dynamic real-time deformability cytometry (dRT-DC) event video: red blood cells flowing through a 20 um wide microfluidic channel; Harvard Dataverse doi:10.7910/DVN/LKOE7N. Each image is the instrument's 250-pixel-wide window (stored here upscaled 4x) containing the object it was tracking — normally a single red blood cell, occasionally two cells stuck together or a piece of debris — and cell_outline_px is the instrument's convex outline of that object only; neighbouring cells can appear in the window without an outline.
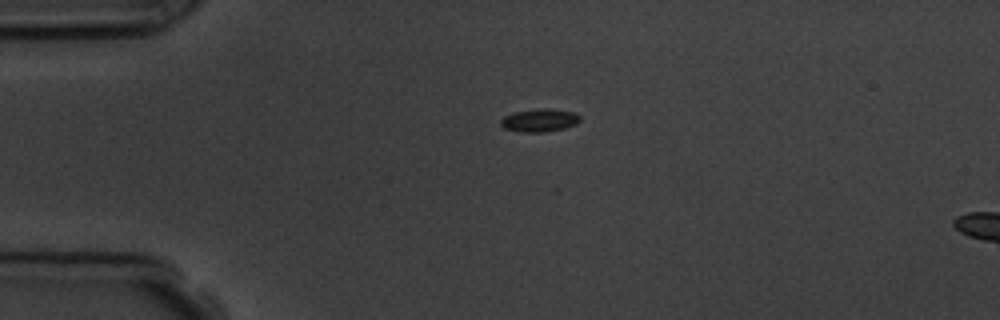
{"species": "common noctule bat (a hibernating species)", "species_latin": "Nyctalus noctula", "temperature_condition": "room temperature", "stored_images_in_passage": 6, "segment_of_instrument_passage": [1, 2], "camera_frame_rate_fps": 3000, "um_per_image_px": 0.085, "animal": {"sex": "male", "body_mass_g": 19.5, "forearm_length_mm": 54.6}, "frame": {"image": 1, "passage_image": 4, "time_ms": 3.667, "image_size_px": [1000, 320], "cell_outline_px": [[580, 120], [576, 124], [564, 128], [544, 132], [520, 132], [504, 128], [500, 124], [500, 120], [504, 116], [512, 112], [544, 108], [548, 108], [572, 112], [580, 116]], "centroid_in_image_um": [45.83, 10.22], "position_along_channel_um": 39.2, "area_um2": 10.58}}